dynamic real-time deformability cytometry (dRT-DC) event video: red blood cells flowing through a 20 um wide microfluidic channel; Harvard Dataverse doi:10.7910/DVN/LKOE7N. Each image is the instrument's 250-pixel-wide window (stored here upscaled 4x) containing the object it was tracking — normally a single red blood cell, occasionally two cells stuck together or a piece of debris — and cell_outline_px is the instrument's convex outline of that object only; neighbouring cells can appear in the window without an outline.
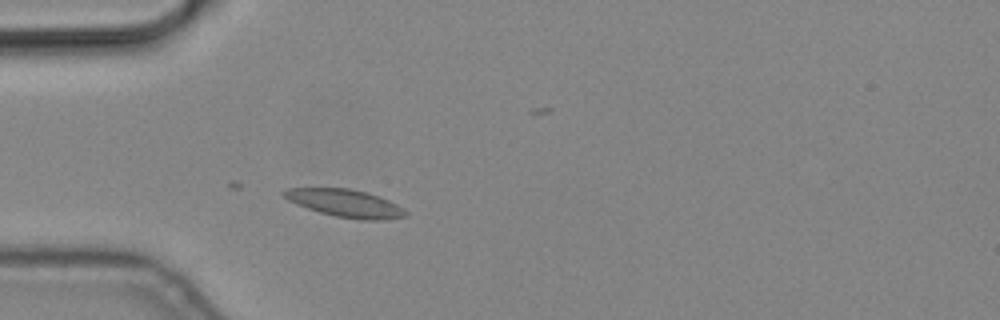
{"species": "common noctule bat (a hibernating species)", "species_latin": "Nyctalus noctula", "temperature_condition": "cold", "stored_images_in_passage": 4, "camera_frame_rate_fps": 3000, "um_per_image_px": 0.085, "animal": {"sex": "male", "body_mass_g": 19.2, "forearm_length_mm": 51.8}, "frame": {"image": 1, "passage_image": 4, "time_ms": 1.0, "image_size_px": [1000, 320], "cell_outline_px": [[408, 216], [384, 220], [360, 220], [336, 216], [320, 212], [296, 204], [288, 200], [280, 192], [288, 188], [348, 188], [368, 192], [388, 200], [396, 204], [408, 212]], "centroid_in_image_um": [29.36, 17.27], "position_along_channel_um": 55.6, "area_um2": 19.59}}